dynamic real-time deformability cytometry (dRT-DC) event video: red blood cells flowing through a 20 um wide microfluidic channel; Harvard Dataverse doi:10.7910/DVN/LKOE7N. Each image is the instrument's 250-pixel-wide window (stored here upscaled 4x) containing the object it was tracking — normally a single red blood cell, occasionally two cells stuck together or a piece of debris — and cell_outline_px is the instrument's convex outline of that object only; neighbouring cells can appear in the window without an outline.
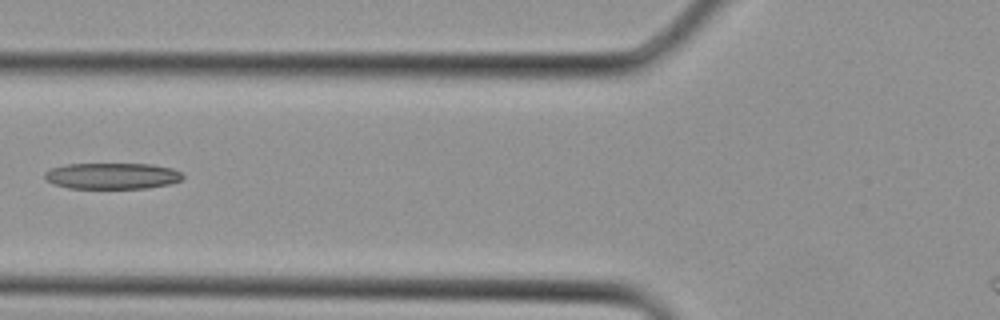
{"species": "Egyptian fruit bat (a non-hibernating species)", "species_latin": "Rousettus aegyptiacus", "temperature_condition": "cold", "stored_images_in_passage": 4, "camera_frame_rate_fps": 3000, "um_per_image_px": 0.085, "animal": {"sex": "female"}, "frame": {"image": 1, "passage_image": 4, "time_ms": 1.0, "image_size_px": [1000, 320], "cell_outline_px": [[184, 176], [180, 180], [168, 184], [148, 188], [68, 188], [52, 184], [44, 180], [44, 172], [52, 168], [68, 164], [152, 164], [172, 168], [180, 172]], "centroid_in_image_um": [9.49, 14.95], "position_along_channel_um": 116.3, "area_um2": 21.1}}